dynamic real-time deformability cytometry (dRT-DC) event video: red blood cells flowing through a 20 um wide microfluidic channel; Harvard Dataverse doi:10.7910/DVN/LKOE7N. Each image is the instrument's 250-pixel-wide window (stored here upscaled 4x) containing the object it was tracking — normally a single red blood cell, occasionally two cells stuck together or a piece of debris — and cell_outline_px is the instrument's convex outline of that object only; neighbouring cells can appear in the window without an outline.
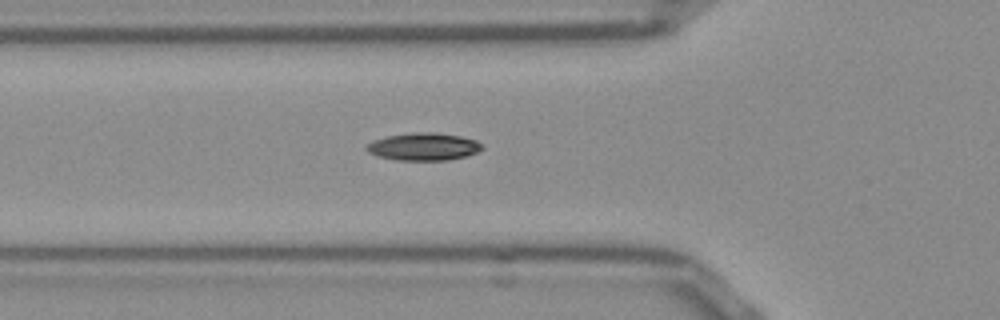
{"species": "Egyptian fruit bat (a non-hibernating species)", "species_latin": "Rousettus aegyptiacus", "temperature_condition": "room temperature", "stored_images_in_passage": 33, "camera_frame_rate_fps": 3000, "um_per_image_px": 0.085, "frame": {"image": 1, "passage_image": 4, "time_ms": 1.0, "image_size_px": [1000, 320], "cell_outline_px": [[484, 148], [476, 152], [464, 156], [448, 160], [396, 160], [380, 156], [368, 152], [364, 148], [372, 140], [388, 136], [412, 132], [432, 132], [460, 136], [476, 140]], "centroid_in_image_um": [35.98, 12.46], "position_along_channel_um": 89.8, "area_um2": 18.38}}
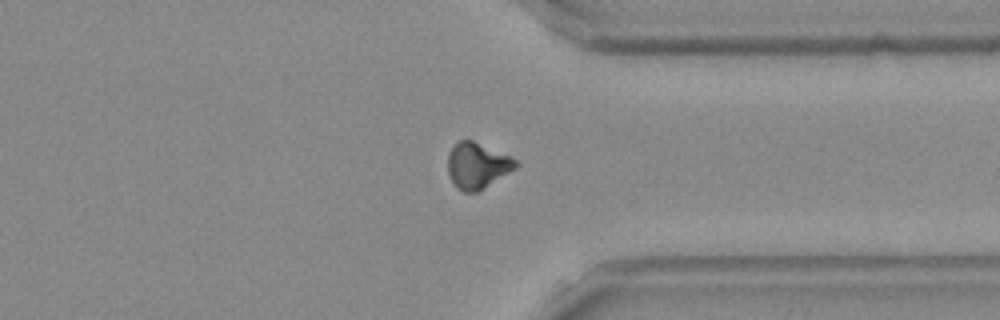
{"frame": {"image": 2, "passage_image": 26, "time_ms": 8.333, "image_size_px": [1000, 320], "cell_outline_px": [[520, 164], [516, 168], [484, 188], [476, 192], [464, 192], [456, 188], [448, 172], [448, 152], [460, 140], [472, 140], [508, 156], [516, 160]], "centroid_in_image_um": [40.55, 14.09], "position_along_channel_um": 370.8, "area_um2": 17.86}}
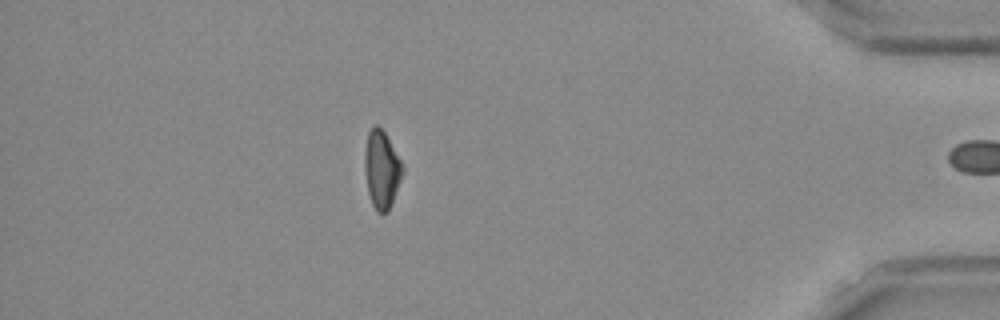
{"frame": {"image": 3, "passage_image": 32, "time_ms": 10.333, "image_size_px": [1000, 320], "cell_outline_px": [[404, 172], [388, 212], [376, 212], [372, 204], [368, 192], [364, 168], [364, 152], [368, 132], [376, 124], [384, 132], [404, 164]], "centroid_in_image_um": [32.45, 14.41], "position_along_channel_um": 402.8, "area_um2": 17.22}, "authors_computed_cell_mechanics": {"area_um2": 17.6868, "velocity_mm_per_s": 3.8694, "shape_relaxation_time_tau1_ms": null, "shape_relaxation_time_tau2_ms": 6.0267, "deformation_change_tau1": null, "deformation_change_tau2": 0.126}}